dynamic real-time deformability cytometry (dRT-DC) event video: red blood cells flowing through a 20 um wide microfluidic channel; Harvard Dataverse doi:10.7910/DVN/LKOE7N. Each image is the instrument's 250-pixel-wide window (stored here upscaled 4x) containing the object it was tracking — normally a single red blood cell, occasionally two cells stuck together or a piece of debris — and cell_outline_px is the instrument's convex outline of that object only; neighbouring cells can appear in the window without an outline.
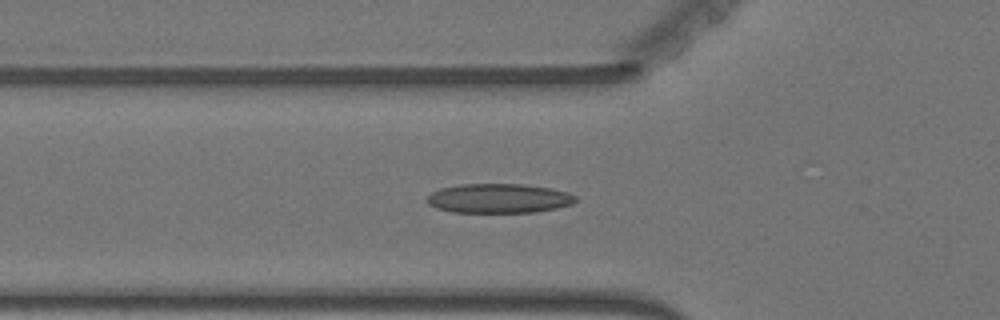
{"species": "Egyptian fruit bat (a non-hibernating species)", "species_latin": "Rousettus aegyptiacus", "temperature_condition": "warm", "stored_images_in_passage": 39, "camera_frame_rate_fps": 3000, "um_per_image_px": 0.085, "animal": {"sex": "female"}, "frame": {"image": 1, "passage_image": 2, "time_ms": 0.333, "image_size_px": [1000, 320], "cell_outline_px": [[576, 200], [572, 204], [556, 208], [536, 212], [452, 212], [436, 208], [428, 204], [428, 196], [432, 192], [440, 188], [460, 184], [520, 184], [552, 188], [568, 192], [576, 196]], "centroid_in_image_um": [42.4, 16.86], "position_along_channel_um": 83.4, "area_um2": 25.43}}
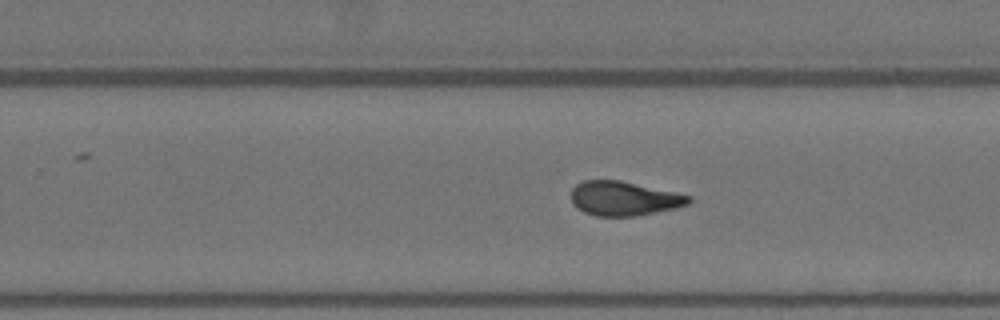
{"frame": {"image": 2, "passage_image": 18, "time_ms": 5.667, "image_size_px": [1000, 320], "cell_outline_px": [[692, 200], [688, 204], [676, 208], [636, 216], [596, 216], [584, 212], [576, 208], [572, 204], [572, 188], [576, 184], [584, 180], [620, 180], [692, 196]], "centroid_in_image_um": [53.02, 16.87], "position_along_channel_um": 276.8, "area_um2": 23.52}}
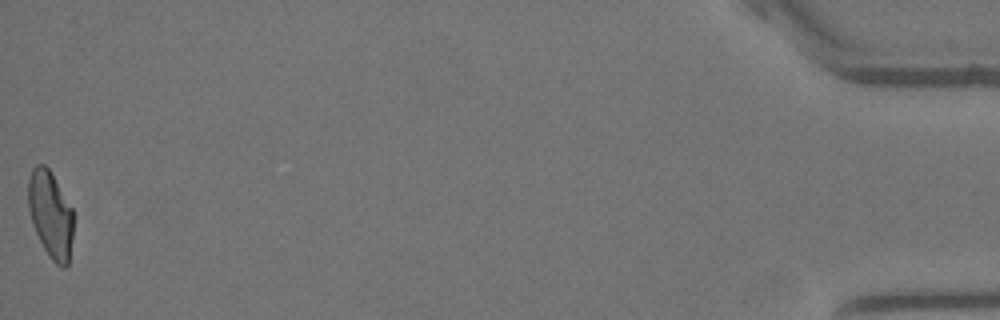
{"frame": {"image": 3, "passage_image": 39, "time_ms": 12.667, "image_size_px": [1000, 320], "cell_outline_px": [[72, 236], [68, 264], [64, 268], [60, 268], [52, 260], [44, 248], [32, 224], [28, 208], [28, 176], [32, 168], [36, 164], [44, 164], [48, 168], [72, 208]], "centroid_in_image_um": [4.27, 18.22], "position_along_channel_um": 430.9, "area_um2": 22.66}, "authors_computed_cell_mechanics": {"area_um2": 23.698, "velocity_mm_per_s": 3.6148, "shape_relaxation_time_tau1_ms": 9.9922, "shape_relaxation_time_tau2_ms": 2.3062, "deformation_change_tau1": 0.2704, "deformation_change_tau2": 0.0944}}